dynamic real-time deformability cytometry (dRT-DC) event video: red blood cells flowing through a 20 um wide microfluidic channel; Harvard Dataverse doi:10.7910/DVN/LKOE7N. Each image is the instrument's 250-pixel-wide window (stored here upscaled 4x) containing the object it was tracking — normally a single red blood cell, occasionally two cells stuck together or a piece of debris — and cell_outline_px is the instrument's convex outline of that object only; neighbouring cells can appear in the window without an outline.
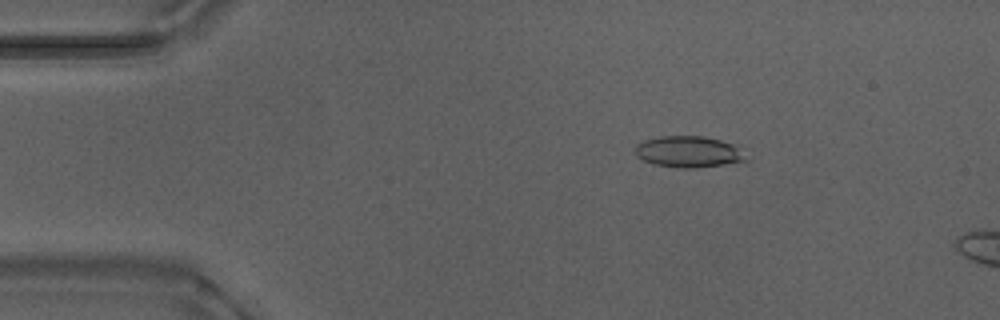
{"species": "Egyptian fruit bat (a non-hibernating species)", "species_latin": "Rousettus aegyptiacus", "temperature_condition": "warm", "stored_images_in_passage": 53, "camera_frame_rate_fps": 3000, "um_per_image_px": 0.085, "animal": {"sex": "male"}, "frame": {"image": 1, "passage_image": 9, "time_ms": 2.667, "image_size_px": [1000, 320], "cell_outline_px": [[744, 160], [724, 164], [692, 168], [680, 168], [656, 164], [644, 160], [636, 156], [636, 144], [644, 140], [660, 136], [704, 136], [720, 140], [732, 144], [736, 148]], "centroid_in_image_um": [58.42, 12.89], "position_along_channel_um": 26.6, "area_um2": 19.54}}
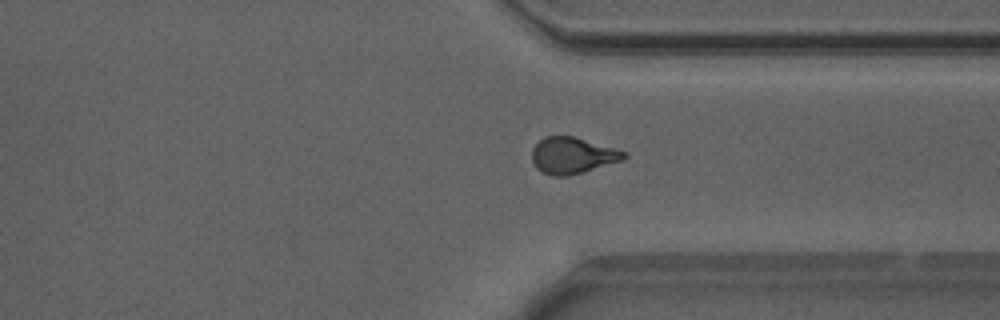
{"frame": {"image": 2, "passage_image": 40, "time_ms": 13.0, "image_size_px": [1000, 320], "cell_outline_px": [[628, 156], [624, 160], [580, 172], [564, 176], [552, 176], [540, 172], [536, 168], [532, 160], [532, 148], [544, 136], [572, 136], [616, 148], [628, 152]], "centroid_in_image_um": [48.66, 13.21], "position_along_channel_um": 362.7, "area_um2": 19.48}}
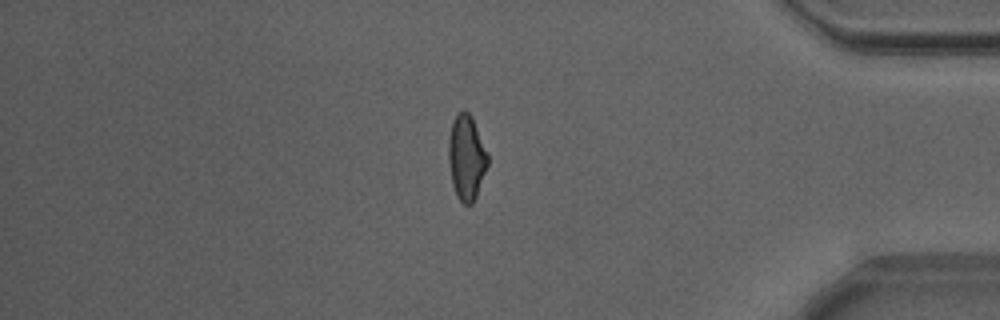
{"frame": {"image": 3, "passage_image": 45, "time_ms": 14.667, "image_size_px": [1000, 320], "cell_outline_px": [[488, 164], [476, 196], [472, 204], [464, 204], [456, 196], [452, 184], [448, 160], [448, 140], [452, 124], [456, 116], [464, 108], [472, 116], [488, 156]], "centroid_in_image_um": [39.63, 13.39], "position_along_channel_um": 395.6, "area_um2": 19.25}, "authors_computed_cell_mechanics": {"area_um2": 19.5942, "velocity_mm_per_s": 3.8927, "shape_relaxation_time_tau1_ms": 8.3928, "shape_relaxation_time_tau2_ms": 1.2608, "deformation_change_tau1": 0.2324, "deformation_change_tau2": 0.0745}}